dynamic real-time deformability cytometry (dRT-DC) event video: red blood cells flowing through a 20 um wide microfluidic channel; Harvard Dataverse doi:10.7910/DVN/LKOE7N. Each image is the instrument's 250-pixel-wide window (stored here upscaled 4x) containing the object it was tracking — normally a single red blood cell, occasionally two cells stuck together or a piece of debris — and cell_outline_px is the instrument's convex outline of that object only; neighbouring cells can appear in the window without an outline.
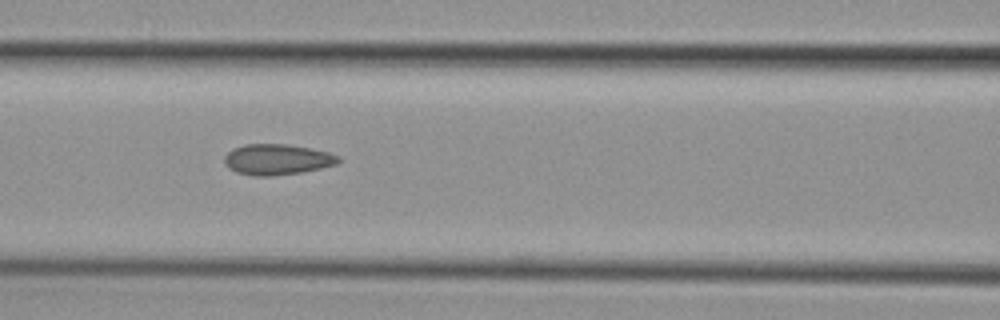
{"species": "common noctule bat (a hibernating species)", "species_latin": "Nyctalus noctula", "temperature_condition": "cold", "stored_images_in_passage": 7, "camera_frame_rate_fps": 3000, "um_per_image_px": 0.085, "animal": {"sex": "female", "body_mass_g": 29.2, "forearm_length_mm": 56.3}, "frame": {"image": 1, "passage_image": 6, "time_ms": 7.0, "image_size_px": [1000, 320], "cell_outline_px": [[340, 160], [336, 164], [320, 168], [300, 172], [272, 176], [252, 176], [236, 172], [228, 168], [224, 164], [224, 156], [232, 148], [244, 144], [288, 144], [328, 152], [340, 156]], "centroid_in_image_um": [23.5, 13.55], "position_along_channel_um": 143.1, "area_um2": 20.46}}
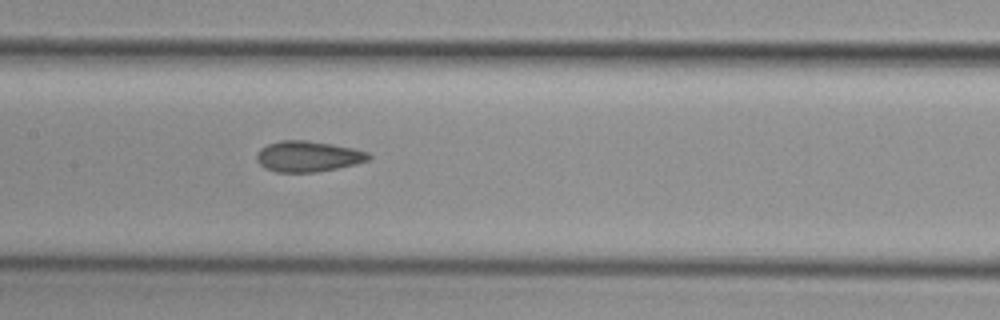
{"frame": {"image": 2, "passage_image": 7, "time_ms": 8.0, "image_size_px": [1000, 320], "cell_outline_px": [[372, 156], [368, 160], [356, 164], [336, 168], [312, 172], [276, 172], [264, 168], [256, 160], [256, 156], [260, 148], [268, 144], [280, 140], [308, 140], [332, 144], [352, 148], [368, 152]], "centroid_in_image_um": [26.16, 13.28], "position_along_channel_um": 181.2, "area_um2": 20.06}}